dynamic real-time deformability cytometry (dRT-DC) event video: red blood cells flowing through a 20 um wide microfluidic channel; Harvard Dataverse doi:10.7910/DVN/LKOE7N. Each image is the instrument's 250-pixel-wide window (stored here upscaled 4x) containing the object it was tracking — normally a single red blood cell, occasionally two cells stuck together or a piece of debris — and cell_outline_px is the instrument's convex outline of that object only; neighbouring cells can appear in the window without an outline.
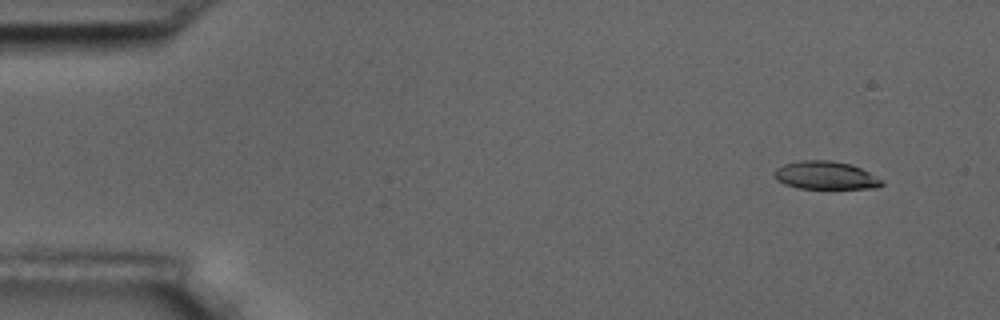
{"species": "common noctule bat (a hibernating species)", "species_latin": "Nyctalus noctula", "temperature_condition": "room temperature", "stored_images_in_passage": 5, "camera_frame_rate_fps": 3000, "um_per_image_px": 0.085, "animal": {"sex": "male", "body_mass_g": 17.5, "forearm_length_mm": 52.3}, "frame": {"image": 1, "passage_image": 1, "time_ms": 0.0, "image_size_px": [1000, 320], "cell_outline_px": [[884, 184], [876, 188], [796, 188], [784, 184], [776, 180], [772, 176], [772, 172], [776, 168], [784, 164], [800, 160], [832, 160], [852, 164], [868, 172], [880, 180]], "centroid_in_image_um": [70.09, 14.9], "position_along_channel_um": 14.9, "area_um2": 17.63}}
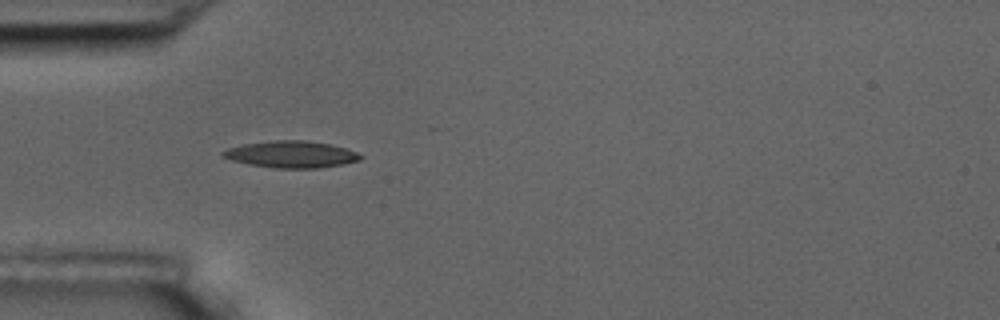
{"frame": {"image": 2, "passage_image": 5, "time_ms": 4.333, "image_size_px": [1000, 320], "cell_outline_px": [[364, 156], [360, 160], [344, 164], [316, 168], [276, 168], [248, 164], [232, 160], [220, 156], [220, 152], [228, 148], [244, 144], [276, 140], [304, 140], [328, 144], [344, 148], [356, 152]], "centroid_in_image_um": [24.73, 13.12], "position_along_channel_um": 60.3, "area_um2": 21.33}}